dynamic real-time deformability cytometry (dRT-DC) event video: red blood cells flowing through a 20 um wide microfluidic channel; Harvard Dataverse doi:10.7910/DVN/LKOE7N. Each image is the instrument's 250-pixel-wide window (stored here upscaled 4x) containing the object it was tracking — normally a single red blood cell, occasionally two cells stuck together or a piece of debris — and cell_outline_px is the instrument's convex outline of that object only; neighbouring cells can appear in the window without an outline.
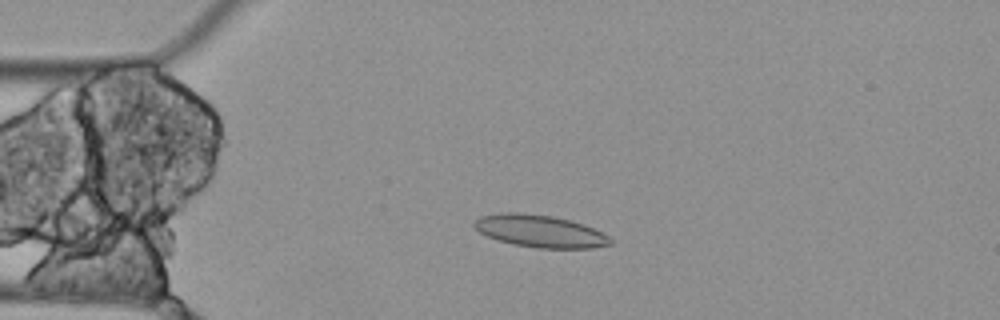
{"species": "Egyptian fruit bat (a non-hibernating species)", "species_latin": "Rousettus aegyptiacus", "temperature_condition": "cold", "stored_images_in_passage": 5, "camera_frame_rate_fps": 3000, "um_per_image_px": 0.085, "animal": {"sex": "female"}, "frame": {"image": 1, "passage_image": 4, "time_ms": 1.0, "image_size_px": [1000, 320], "cell_outline_px": [[612, 244], [592, 248], [536, 248], [512, 244], [496, 240], [480, 232], [472, 224], [472, 220], [480, 216], [500, 212], [520, 212], [552, 216], [568, 220], [592, 228], [608, 236], [612, 240]], "centroid_in_image_um": [45.83, 19.64], "position_along_channel_um": 39.2, "area_um2": 25.61}}